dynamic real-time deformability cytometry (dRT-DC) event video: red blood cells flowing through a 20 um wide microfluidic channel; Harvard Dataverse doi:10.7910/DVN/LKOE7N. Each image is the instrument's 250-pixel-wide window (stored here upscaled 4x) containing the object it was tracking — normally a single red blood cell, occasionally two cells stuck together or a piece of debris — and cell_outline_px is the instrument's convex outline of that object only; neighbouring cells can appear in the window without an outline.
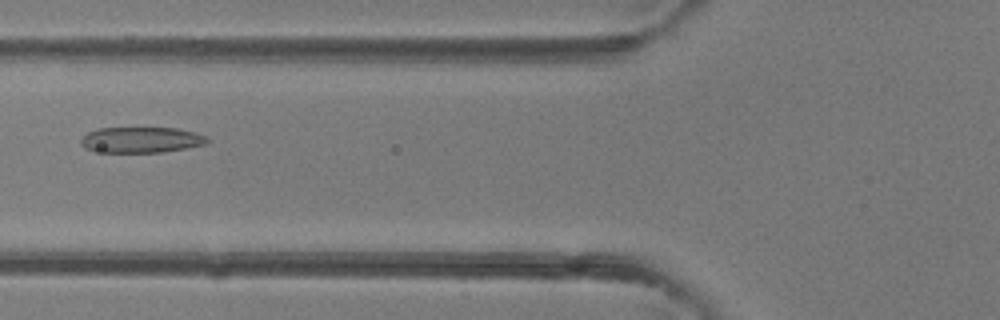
{"species": "common noctule bat (a hibernating species)", "species_latin": "Nyctalus noctula", "temperature_condition": "room temperature", "stored_images_in_passage": 2, "camera_frame_rate_fps": 3000, "um_per_image_px": 0.085, "animal": {"sex": "female"}, "frame": {"image": 1, "passage_image": 2, "time_ms": 2.0, "image_size_px": [1000, 320], "cell_outline_px": [[208, 144], [160, 152], [92, 152], [84, 148], [80, 144], [80, 140], [88, 132], [96, 128], [176, 128], [196, 132], [208, 136]], "centroid_in_image_um": [11.98, 11.89], "position_along_channel_um": 113.8, "area_um2": 19.13}}